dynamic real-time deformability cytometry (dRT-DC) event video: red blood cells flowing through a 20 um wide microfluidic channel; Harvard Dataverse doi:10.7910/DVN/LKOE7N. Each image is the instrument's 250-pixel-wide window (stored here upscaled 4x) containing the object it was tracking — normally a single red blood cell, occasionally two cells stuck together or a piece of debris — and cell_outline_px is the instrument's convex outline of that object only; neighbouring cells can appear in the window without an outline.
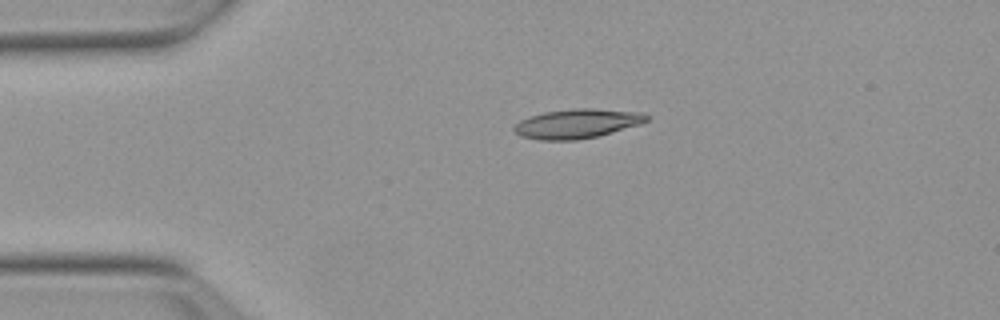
{"species": "Egyptian fruit bat (a non-hibernating species)", "species_latin": "Rousettus aegyptiacus", "temperature_condition": "warm", "stored_images_in_passage": 42, "camera_frame_rate_fps": 3000, "um_per_image_px": 0.085, "animal": {"sex": "female"}, "frame": {"image": 1, "passage_image": 1, "time_ms": 0.0, "image_size_px": [1000, 320], "cell_outline_px": [[652, 116], [648, 120], [640, 124], [612, 132], [596, 136], [576, 140], [540, 140], [520, 136], [512, 128], [520, 120], [544, 112], [576, 108], [588, 108], [644, 112]], "centroid_in_image_um": [49.09, 10.5], "position_along_channel_um": 35.9, "area_um2": 22.6}}
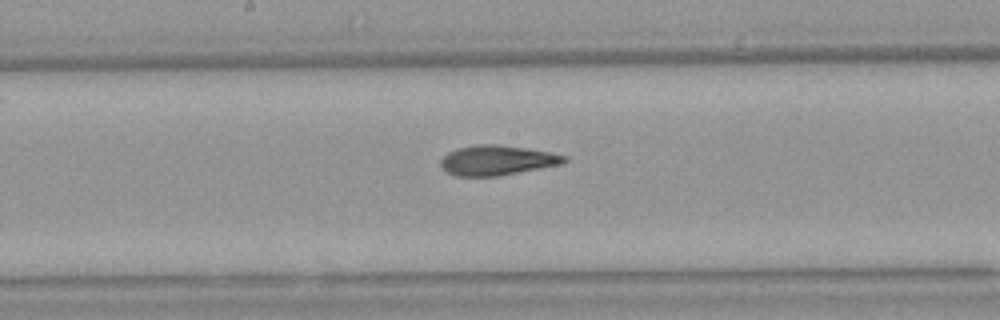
{"frame": {"image": 2, "passage_image": 17, "time_ms": 5.333, "image_size_px": [1000, 320], "cell_outline_px": [[568, 160], [564, 164], [496, 176], [456, 176], [444, 172], [440, 164], [440, 160], [448, 152], [456, 148], [480, 144], [500, 144], [552, 152], [568, 156]], "centroid_in_image_um": [42.26, 13.62], "position_along_channel_um": 205.9, "area_um2": 21.79}}
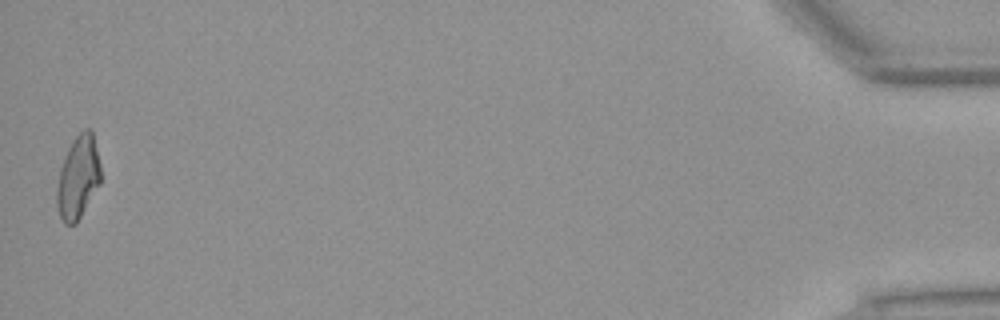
{"frame": {"image": 3, "passage_image": 42, "time_ms": 13.667, "image_size_px": [1000, 320], "cell_outline_px": [[100, 184], [76, 224], [64, 224], [60, 216], [56, 204], [56, 188], [60, 168], [64, 156], [72, 140], [84, 128], [92, 128], [100, 164]], "centroid_in_image_um": [6.63, 15.06], "position_along_channel_um": 428.6, "area_um2": 21.39}, "authors_computed_cell_mechanics": {"area_um2": 21.5305, "velocity_mm_per_s": 3.8457, "shape_relaxation_time_tau1_ms": null, "shape_relaxation_time_tau2_ms": 2.9009, "deformation_change_tau1": null, "deformation_change_tau2": 0.1124}}